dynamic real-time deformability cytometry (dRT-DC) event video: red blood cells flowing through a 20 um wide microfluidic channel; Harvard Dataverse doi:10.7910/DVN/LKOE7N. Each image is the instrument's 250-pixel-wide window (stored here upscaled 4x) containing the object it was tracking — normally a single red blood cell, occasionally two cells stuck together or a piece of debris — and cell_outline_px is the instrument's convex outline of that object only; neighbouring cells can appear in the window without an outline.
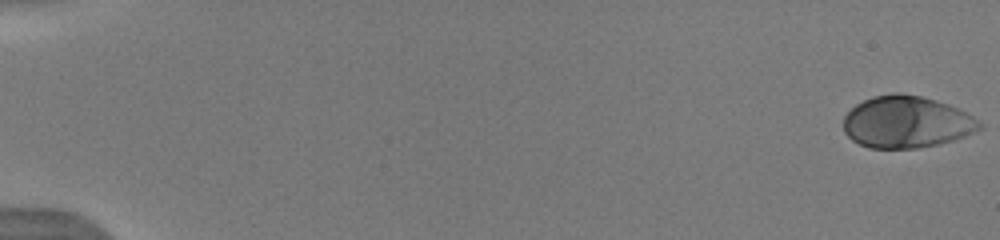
{"species": "human", "species_latin": "Homo sapiens", "temperature_condition": "warm", "stored_images_in_passage": 13, "camera_frame_rate_fps": 3000, "um_per_image_px": 0.085, "donor": {"sex": "male"}, "frame": {"image": 1, "passage_image": 1, "time_ms": 0.0, "image_size_px": [1000, 240], "cell_outline_px": [[984, 128], [964, 136], [952, 140], [936, 144], [916, 148], [868, 148], [852, 140], [844, 132], [844, 116], [856, 104], [872, 96], [892, 92], [896, 92], [920, 96], [936, 100], [948, 104], [972, 116], [984, 124]], "centroid_in_image_um": [77.04, 10.36], "position_along_channel_um": 8.0, "area_um2": 41.1}}
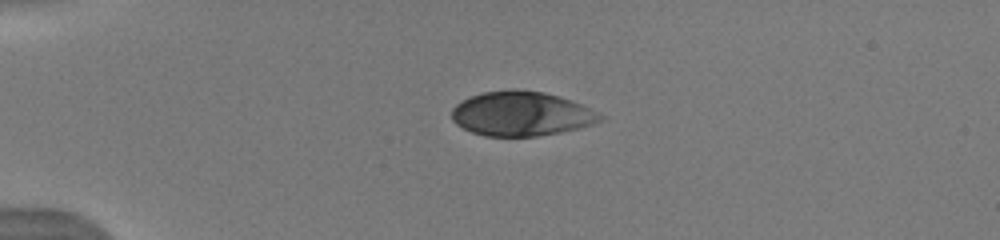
{"frame": {"image": 2, "passage_image": 9, "time_ms": 4.333, "image_size_px": [1000, 240], "cell_outline_px": [[604, 120], [580, 128], [560, 132], [536, 136], [484, 136], [472, 132], [456, 124], [452, 120], [452, 108], [456, 104], [472, 96], [484, 92], [512, 88], [516, 88], [544, 92], [560, 96], [600, 112], [604, 116]], "centroid_in_image_um": [44.34, 9.66], "position_along_channel_um": 40.7, "area_um2": 38.61}}